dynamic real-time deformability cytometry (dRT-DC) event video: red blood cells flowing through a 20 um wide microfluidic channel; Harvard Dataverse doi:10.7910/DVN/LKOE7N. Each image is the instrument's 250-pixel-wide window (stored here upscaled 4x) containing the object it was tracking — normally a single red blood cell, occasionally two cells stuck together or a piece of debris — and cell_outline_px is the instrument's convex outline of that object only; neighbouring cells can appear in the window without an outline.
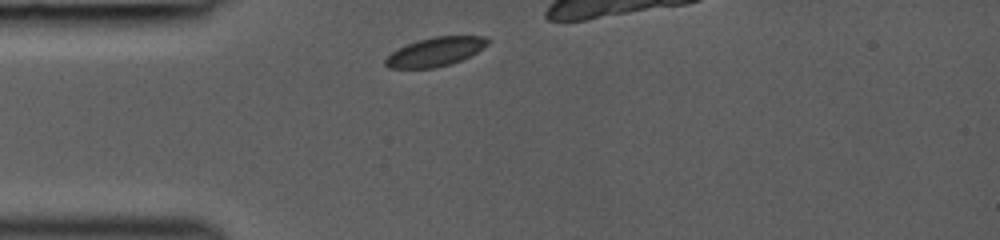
{"species": "common noctule bat (a hibernating species)", "species_latin": "Nyctalus noctula", "temperature_condition": "room temperature", "stored_images_in_passage": 20, "camera_frame_rate_fps": 3000, "um_per_image_px": 0.085, "animal": {"sex": "female", "body_mass_g": 19.0, "forearm_length_mm": 53.3}, "frame": {"image": 1, "passage_image": 1, "time_ms": 0.0, "image_size_px": [1000, 240], "cell_outline_px": [[488, 44], [476, 52], [460, 60], [436, 68], [388, 68], [384, 64], [384, 60], [396, 48], [432, 36], [484, 36], [488, 40]], "centroid_in_image_um": [36.96, 4.4], "position_along_channel_um": 48.0, "area_um2": 16.99}}
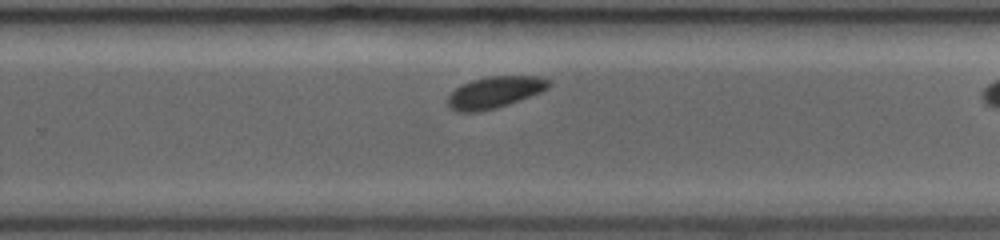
{"frame": {"image": 2, "passage_image": 13, "time_ms": 6.0, "image_size_px": [1000, 240], "cell_outline_px": [[552, 84], [548, 88], [540, 92], [508, 104], [496, 108], [476, 112], [456, 112], [448, 104], [448, 96], [456, 88], [472, 80], [488, 76], [536, 76], [548, 80]], "centroid_in_image_um": [42.05, 7.84], "position_along_channel_um": 287.8, "area_um2": 18.32}}
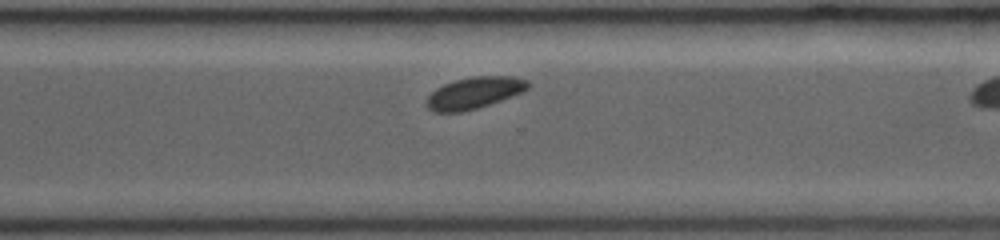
{"frame": {"image": 3, "passage_image": 17, "time_ms": 7.0, "image_size_px": [1000, 240], "cell_outline_px": [[528, 88], [512, 96], [476, 108], [460, 112], [432, 112], [424, 104], [428, 96], [436, 88], [444, 84], [456, 80], [472, 76], [512, 76], [528, 80]], "centroid_in_image_um": [40.26, 7.89], "position_along_channel_um": 330.3, "area_um2": 18.5}}